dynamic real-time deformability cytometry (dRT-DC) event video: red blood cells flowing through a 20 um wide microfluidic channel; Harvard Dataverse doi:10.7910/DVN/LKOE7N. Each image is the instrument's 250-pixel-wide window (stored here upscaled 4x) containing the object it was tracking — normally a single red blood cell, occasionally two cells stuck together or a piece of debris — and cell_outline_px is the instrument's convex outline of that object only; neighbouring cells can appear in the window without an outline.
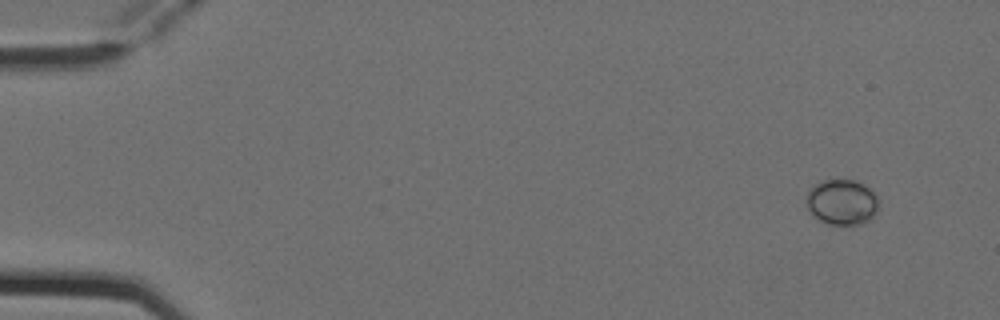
{"species": "Egyptian fruit bat (a non-hibernating species)", "species_latin": "Rousettus aegyptiacus", "temperature_condition": "cold", "stored_images_in_passage": 4, "camera_frame_rate_fps": 3000, "um_per_image_px": 0.085, "animal": {"sex": "female"}, "frame": {"image": 1, "passage_image": 1, "time_ms": 0.0, "image_size_px": [1000, 320], "cell_outline_px": [[880, 200], [876, 212], [868, 220], [860, 224], [828, 224], [812, 216], [808, 208], [808, 192], [812, 184], [820, 180], [856, 180], [868, 188]], "centroid_in_image_um": [71.55, 17.17], "position_along_channel_um": 13.4, "area_um2": 19.07}}